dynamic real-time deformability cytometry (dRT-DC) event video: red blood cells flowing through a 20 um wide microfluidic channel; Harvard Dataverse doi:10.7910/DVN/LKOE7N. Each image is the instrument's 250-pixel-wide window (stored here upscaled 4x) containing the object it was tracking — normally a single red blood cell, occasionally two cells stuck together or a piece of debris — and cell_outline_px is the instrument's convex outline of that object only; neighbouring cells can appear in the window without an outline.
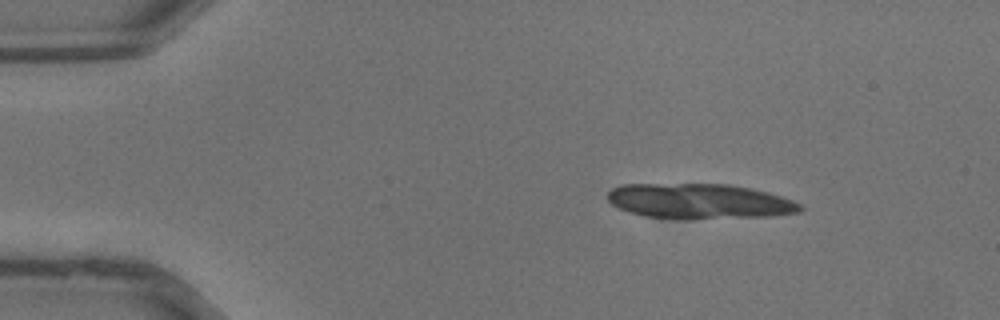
{"species": "common noctule bat (a hibernating species)", "species_latin": "Nyctalus noctula", "temperature_condition": "warm", "stored_images_in_passage": 29, "segment_of_instrument_passage": [1, 2], "camera_frame_rate_fps": 3000, "um_per_image_px": 0.085, "animal": {"sex": "male", "body_mass_g": 13.3}, "frame": {"image": 1, "passage_image": 1, "time_ms": 0.0, "image_size_px": [1000, 320], "cell_outline_px": [[804, 208], [800, 212], [768, 216], [648, 216], [628, 212], [612, 204], [608, 200], [608, 192], [612, 188], [620, 184], [728, 184], [752, 188], [768, 192], [792, 200], [800, 204]], "centroid_in_image_um": [59.45, 17.05], "position_along_channel_um": 25.6, "area_um2": 37.97}}